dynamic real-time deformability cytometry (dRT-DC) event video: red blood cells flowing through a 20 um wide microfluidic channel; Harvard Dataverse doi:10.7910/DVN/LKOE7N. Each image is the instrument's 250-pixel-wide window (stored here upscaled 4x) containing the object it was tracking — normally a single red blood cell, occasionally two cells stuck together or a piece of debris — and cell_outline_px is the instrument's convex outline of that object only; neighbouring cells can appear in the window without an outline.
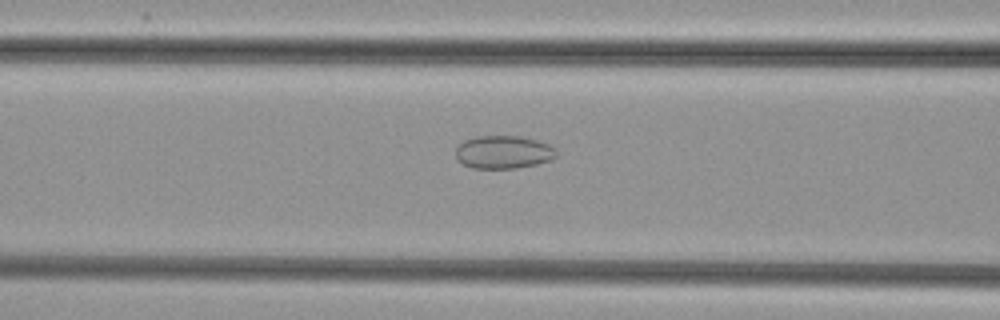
{"species": "common noctule bat (a hibernating species)", "species_latin": "Nyctalus noctula", "temperature_condition": "cold", "stored_images_in_passage": 53, "camera_frame_rate_fps": 3000, "um_per_image_px": 0.085, "animal": {"sex": "female", "body_mass_g": 29.2, "forearm_length_mm": 56.3}, "frame": {"image": 1, "passage_image": 22, "time_ms": 7.0, "image_size_px": [1000, 320], "cell_outline_px": [[556, 156], [552, 160], [536, 164], [516, 168], [472, 168], [456, 160], [456, 148], [464, 140], [476, 136], [520, 136], [536, 140], [548, 144], [556, 148]], "centroid_in_image_um": [42.79, 12.93], "position_along_channel_um": 123.8, "area_um2": 19.42}}
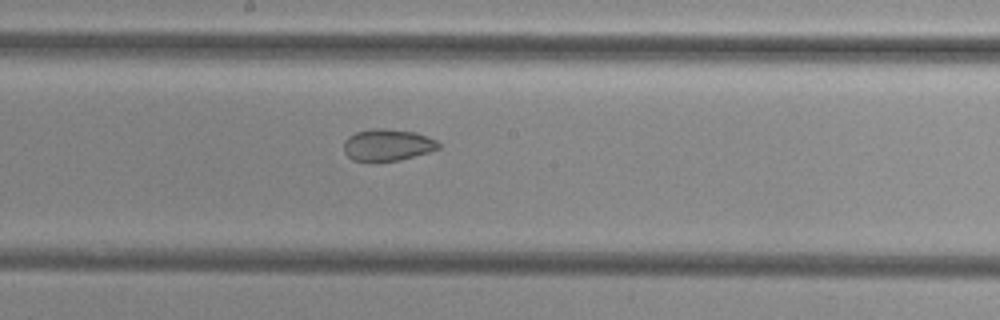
{"frame": {"image": 2, "passage_image": 29, "time_ms": 9.333, "image_size_px": [1000, 320], "cell_outline_px": [[440, 148], [428, 152], [400, 160], [352, 160], [344, 152], [344, 140], [348, 136], [356, 132], [368, 128], [380, 128], [416, 132], [428, 136], [436, 140], [440, 144]], "centroid_in_image_um": [32.93, 12.29], "position_along_channel_um": 215.3, "area_um2": 17.46}}
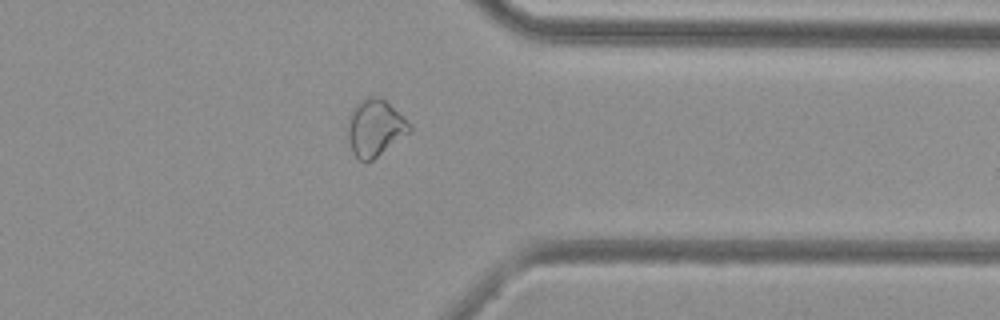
{"frame": {"image": 3, "passage_image": 42, "time_ms": 13.667, "image_size_px": [1000, 320], "cell_outline_px": [[412, 132], [372, 160], [364, 164], [352, 152], [348, 136], [348, 116], [356, 104], [360, 100], [368, 96], [380, 96], [412, 128]], "centroid_in_image_um": [31.85, 10.9], "position_along_channel_um": 379.6, "area_um2": 20.23}}